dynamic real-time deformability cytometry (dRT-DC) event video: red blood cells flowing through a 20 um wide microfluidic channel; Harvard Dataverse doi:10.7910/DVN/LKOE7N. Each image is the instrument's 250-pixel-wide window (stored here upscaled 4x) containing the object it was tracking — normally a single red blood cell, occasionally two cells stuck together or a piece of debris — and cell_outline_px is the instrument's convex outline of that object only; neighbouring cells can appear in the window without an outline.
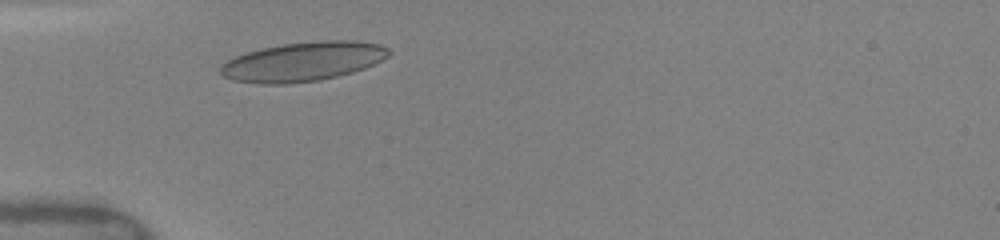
{"species": "human", "species_latin": "Homo sapiens", "temperature_condition": "warm", "stored_images_in_passage": 2, "camera_frame_rate_fps": 3000, "um_per_image_px": 0.085, "donor": {"sex": "female"}, "frame": {"image": 1, "passage_image": 1, "time_ms": 0.0, "image_size_px": [1000, 240], "cell_outline_px": [[392, 52], [388, 56], [364, 68], [352, 72], [320, 80], [288, 84], [260, 84], [232, 80], [224, 76], [220, 72], [220, 64], [236, 56], [260, 48], [284, 44], [324, 40], [360, 40], [380, 44], [388, 48]], "centroid_in_image_um": [25.75, 5.23], "position_along_channel_um": 59.2, "area_um2": 38.49}}